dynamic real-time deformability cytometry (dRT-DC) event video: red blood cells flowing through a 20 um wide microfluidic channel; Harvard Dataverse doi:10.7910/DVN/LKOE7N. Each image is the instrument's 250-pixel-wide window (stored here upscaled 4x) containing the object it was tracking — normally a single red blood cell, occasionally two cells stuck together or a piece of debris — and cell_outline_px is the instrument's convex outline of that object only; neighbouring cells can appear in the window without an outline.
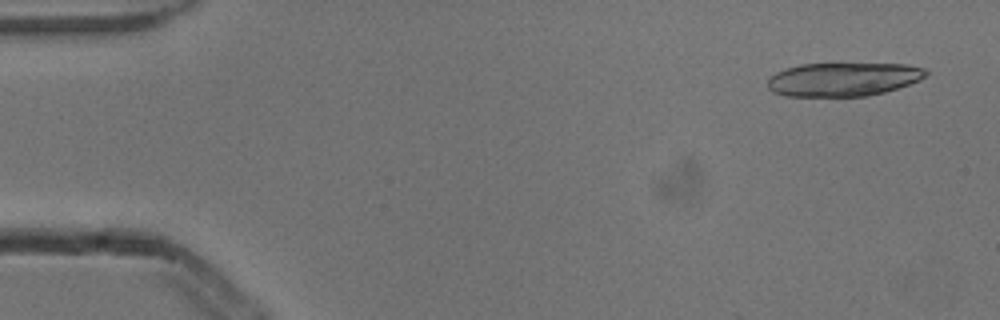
{"species": "common noctule bat (a hibernating species)", "species_latin": "Nyctalus noctula", "temperature_condition": "cold", "stored_images_in_passage": 5, "segment_of_instrument_passage": [1, 2], "camera_frame_rate_fps": 3000, "um_per_image_px": 0.085, "animal": {"sex": "male", "body_mass_g": 13.3}, "frame": {"image": 1, "passage_image": 1, "time_ms": 0.0, "image_size_px": [1000, 320], "cell_outline_px": [[928, 76], [920, 80], [884, 92], [868, 96], [784, 96], [772, 92], [768, 88], [768, 80], [776, 72], [784, 68], [800, 64], [908, 64], [924, 68], [928, 72]], "centroid_in_image_um": [71.67, 6.74], "position_along_channel_um": 13.3, "area_um2": 31.1}}